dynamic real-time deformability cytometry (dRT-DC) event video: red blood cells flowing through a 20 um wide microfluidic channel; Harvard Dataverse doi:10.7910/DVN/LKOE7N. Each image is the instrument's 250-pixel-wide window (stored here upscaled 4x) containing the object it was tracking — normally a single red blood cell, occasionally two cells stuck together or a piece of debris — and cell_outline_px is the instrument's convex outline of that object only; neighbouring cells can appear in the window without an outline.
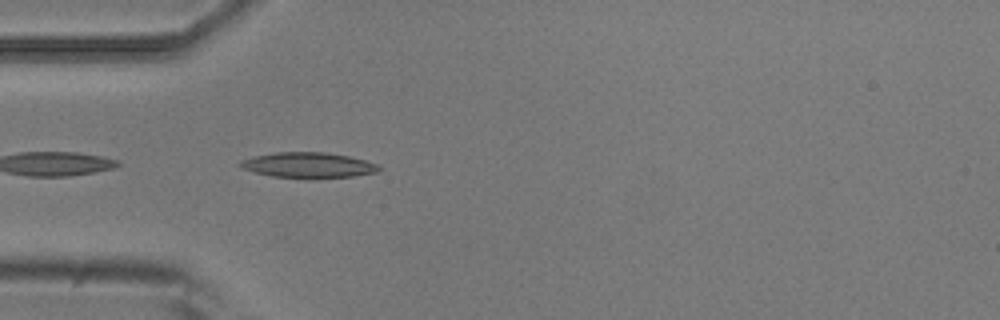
{"species": "common noctule bat (a hibernating species)", "species_latin": "Nyctalus noctula", "temperature_condition": "room temperature", "stored_images_in_passage": 1, "camera_frame_rate_fps": 3000, "um_per_image_px": 0.085, "animal": {"sex": "male", "body_mass_g": 20.5, "forearm_length_mm": 52.5}, "frame": {"image": 1, "passage_image": 1, "time_ms": 0.0, "image_size_px": [1000, 320], "cell_outline_px": [[384, 168], [376, 172], [352, 176], [272, 176], [256, 172], [244, 168], [236, 164], [240, 160], [256, 156], [276, 152], [324, 152], [348, 156], [380, 164]], "centroid_in_image_um": [26.23, 14.0], "position_along_channel_um": 58.8, "area_um2": 19.77}}